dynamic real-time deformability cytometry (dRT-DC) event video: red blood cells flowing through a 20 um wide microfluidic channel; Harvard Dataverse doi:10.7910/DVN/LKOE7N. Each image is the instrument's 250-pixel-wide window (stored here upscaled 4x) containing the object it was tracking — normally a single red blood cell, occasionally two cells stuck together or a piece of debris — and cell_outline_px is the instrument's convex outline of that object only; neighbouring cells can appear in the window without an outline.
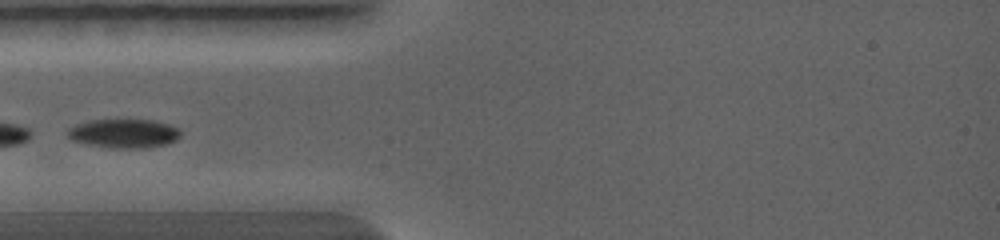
{"species": "common noctule bat (a hibernating species)", "species_latin": "Nyctalus noctula", "temperature_condition": "warm", "stored_images_in_passage": 17, "camera_frame_rate_fps": 5000, "um_per_image_px": 0.085, "animal": {"sex": "female", "body_mass_g": 19.0, "forearm_length_mm": 56.7}, "frame": {"image": 1, "passage_image": 1, "time_ms": 0.0, "image_size_px": [1000, 240], "cell_outline_px": [[180, 136], [176, 140], [164, 144], [144, 148], [112, 148], [88, 144], [72, 140], [68, 136], [68, 128], [76, 124], [88, 120], [156, 120], [180, 128]], "centroid_in_image_um": [10.54, 11.33], "position_along_channel_um": 74.5, "area_um2": 19.02}}